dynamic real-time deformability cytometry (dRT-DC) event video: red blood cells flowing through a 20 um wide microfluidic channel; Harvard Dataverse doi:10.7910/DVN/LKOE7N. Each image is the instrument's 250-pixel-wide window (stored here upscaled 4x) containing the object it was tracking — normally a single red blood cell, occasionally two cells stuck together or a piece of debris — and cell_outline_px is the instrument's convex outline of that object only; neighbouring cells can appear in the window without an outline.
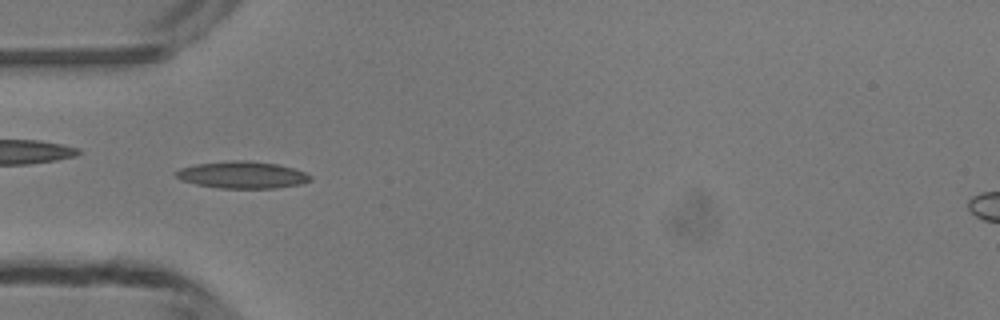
{"species": "common noctule bat (a hibernating species)", "species_latin": "Nyctalus noctula", "temperature_condition": "room temperature", "stored_images_in_passage": 41, "camera_frame_rate_fps": 3000, "um_per_image_px": 0.085, "animal": {"sex": "male", "body_mass_g": 13.3}, "frame": {"image": 1, "passage_image": 10, "time_ms": 3.0, "image_size_px": [1000, 320], "cell_outline_px": [[312, 180], [300, 184], [276, 188], [220, 188], [196, 184], [180, 180], [172, 172], [180, 168], [196, 164], [232, 160], [248, 160], [276, 164], [292, 168], [304, 172], [312, 176]], "centroid_in_image_um": [20.56, 14.86], "position_along_channel_um": 64.4, "area_um2": 21.15}}
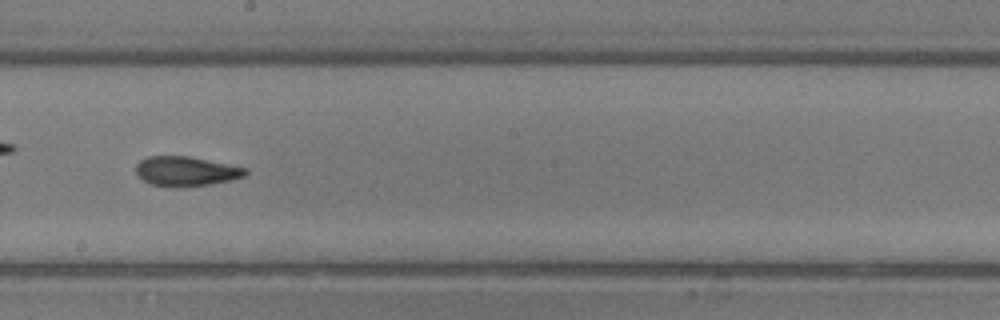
{"frame": {"image": 2, "passage_image": 22, "time_ms": 7.0, "image_size_px": [1000, 320], "cell_outline_px": [[248, 172], [244, 176], [232, 180], [208, 184], [180, 188], [176, 188], [148, 184], [136, 172], [136, 164], [140, 160], [148, 156], [188, 156], [248, 168]], "centroid_in_image_um": [15.8, 14.57], "position_along_channel_um": 232.4, "area_um2": 19.02}}
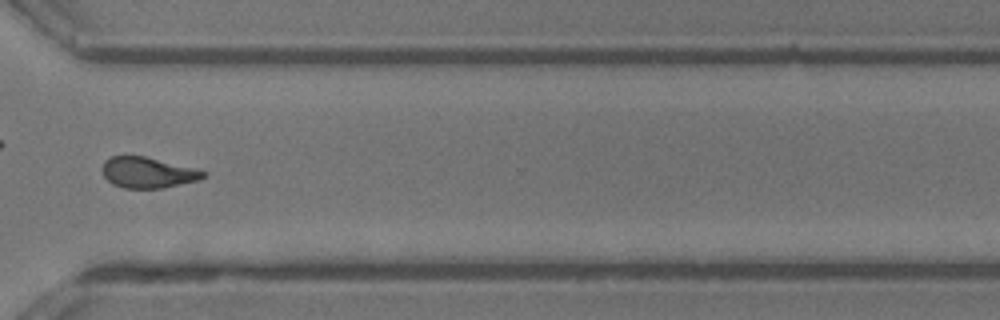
{"frame": {"image": 3, "passage_image": 31, "time_ms": 10.0, "image_size_px": [1000, 320], "cell_outline_px": [[208, 176], [200, 180], [164, 188], [124, 188], [112, 184], [104, 176], [104, 160], [112, 156], [144, 156], [196, 168], [208, 172]], "centroid_in_image_um": [12.64, 14.67], "position_along_channel_um": 358.0, "area_um2": 18.21}, "authors_computed_cell_mechanics": {"area_um2": 18.7272, "velocity_mm_per_s": 4.1908, "shape_relaxation_time_tau1_ms": null, "shape_relaxation_time_tau2_ms": 2.4574, "deformation_change_tau1": null, "deformation_change_tau2": 0.0956}}